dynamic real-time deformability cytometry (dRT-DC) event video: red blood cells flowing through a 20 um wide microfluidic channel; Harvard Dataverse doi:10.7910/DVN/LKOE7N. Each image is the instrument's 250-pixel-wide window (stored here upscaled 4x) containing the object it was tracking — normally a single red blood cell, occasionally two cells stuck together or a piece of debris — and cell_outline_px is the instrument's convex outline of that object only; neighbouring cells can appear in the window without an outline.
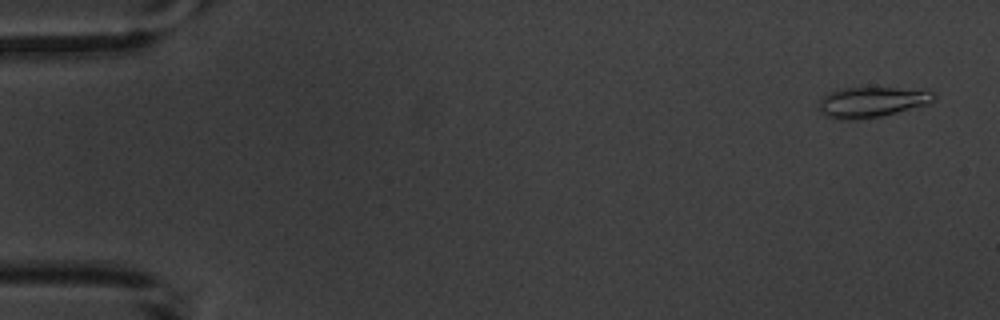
{"species": "common noctule bat (a hibernating species)", "species_latin": "Nyctalus noctula", "temperature_condition": "warm", "stored_images_in_passage": 3, "camera_frame_rate_fps": 3000, "um_per_image_px": 0.085, "animal": {"sex": "male", "body_mass_g": 20.1, "forearm_length_mm": 53.5}, "frame": {"image": 1, "passage_image": 1, "time_ms": 0.0, "image_size_px": [1000, 320], "cell_outline_px": [[936, 100], [928, 104], [880, 116], [860, 120], [840, 120], [824, 116], [816, 108], [820, 100], [824, 96], [832, 92], [844, 88], [896, 88], [936, 92]], "centroid_in_image_um": [74.06, 8.7], "position_along_channel_um": 10.9, "area_um2": 20.4}}